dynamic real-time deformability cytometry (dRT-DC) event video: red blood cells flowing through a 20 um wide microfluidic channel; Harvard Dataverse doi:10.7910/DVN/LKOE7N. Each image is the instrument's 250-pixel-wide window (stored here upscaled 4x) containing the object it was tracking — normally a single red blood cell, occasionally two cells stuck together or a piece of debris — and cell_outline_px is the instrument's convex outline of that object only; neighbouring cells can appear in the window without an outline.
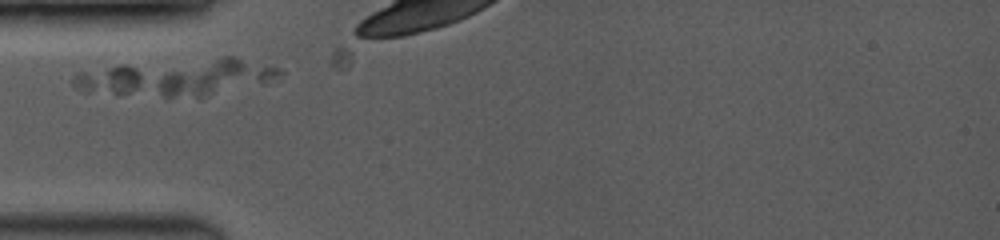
{"species": "common noctule bat (a hibernating species)", "species_latin": "Nyctalus noctula", "temperature_condition": "room temperature", "stored_images_in_passage": 20, "camera_frame_rate_fps": 3500, "um_per_image_px": 0.085, "animal": {"sex": "female", "body_mass_g": 19.0, "forearm_length_mm": 53.3}, "frame": {"image": 1, "passage_image": 2, "time_ms": 0.571, "image_size_px": [1000, 240], "cell_outline_px": [[144, 80], [136, 88], [128, 92], [112, 92], [76, 88], [72, 84], [72, 76], [76, 72], [120, 64], [124, 64], [136, 68], [140, 72]], "centroid_in_image_um": [9.25, 6.7], "position_along_channel_um": 75.8, "area_um2": 11.04}}